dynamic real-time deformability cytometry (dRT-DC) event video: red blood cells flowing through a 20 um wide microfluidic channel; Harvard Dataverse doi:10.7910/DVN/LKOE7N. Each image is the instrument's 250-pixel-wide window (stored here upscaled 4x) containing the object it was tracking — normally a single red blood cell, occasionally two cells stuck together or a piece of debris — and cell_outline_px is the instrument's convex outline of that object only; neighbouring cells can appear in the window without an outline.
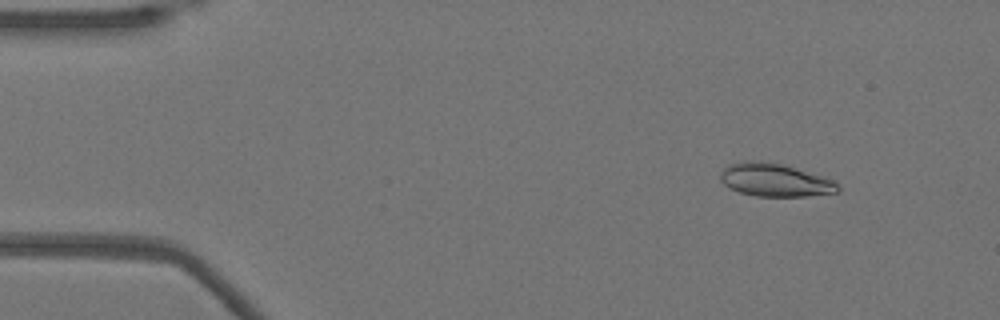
{"species": "Egyptian fruit bat (a non-hibernating species)", "species_latin": "Rousettus aegyptiacus", "temperature_condition": "warm", "stored_images_in_passage": 51, "camera_frame_rate_fps": 3000, "um_per_image_px": 0.085, "animal": {"sex": "female"}, "frame": {"image": 1, "passage_image": 5, "time_ms": 1.333, "image_size_px": [1000, 320], "cell_outline_px": [[840, 192], [804, 196], [756, 196], [740, 192], [728, 188], [720, 180], [720, 172], [728, 164], [744, 160], [760, 160], [780, 164], [824, 176], [836, 180], [840, 184]], "centroid_in_image_um": [65.88, 15.29], "position_along_channel_um": 19.1, "area_um2": 22.89}}
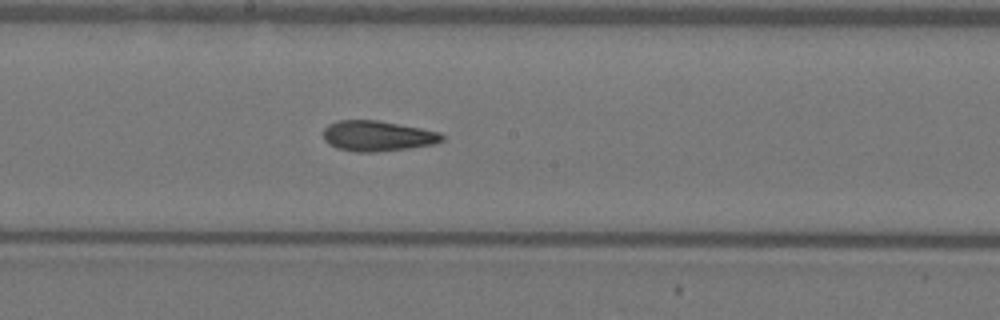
{"frame": {"image": 2, "passage_image": 27, "time_ms": 8.667, "image_size_px": [1000, 320], "cell_outline_px": [[444, 140], [436, 144], [408, 148], [372, 152], [356, 152], [336, 148], [328, 144], [324, 140], [324, 128], [328, 124], [336, 120], [376, 120], [420, 128], [440, 132], [444, 136]], "centroid_in_image_um": [32.07, 11.56], "position_along_channel_um": 216.1, "area_um2": 21.1}}
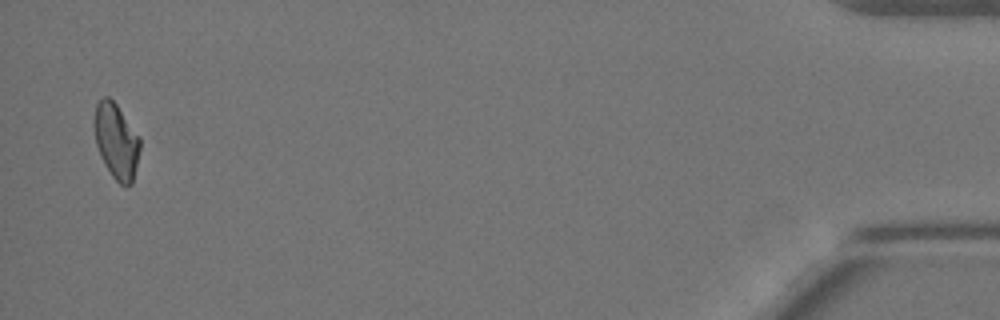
{"frame": {"image": 3, "passage_image": 50, "time_ms": 16.333, "image_size_px": [1000, 320], "cell_outline_px": [[140, 148], [132, 184], [120, 184], [112, 176], [104, 164], [100, 156], [96, 144], [92, 124], [92, 120], [96, 104], [104, 96], [108, 96], [116, 104], [140, 136]], "centroid_in_image_um": [9.85, 11.96], "position_along_channel_um": 425.3, "area_um2": 20.23}, "authors_computed_cell_mechanics": {"area_um2": 21.2704, "velocity_mm_per_s": 3.8928, "shape_relaxation_time_tau1_ms": null, "shape_relaxation_time_tau2_ms": 3.1789, "deformation_change_tau1": null, "deformation_change_tau2": 0.0806}}